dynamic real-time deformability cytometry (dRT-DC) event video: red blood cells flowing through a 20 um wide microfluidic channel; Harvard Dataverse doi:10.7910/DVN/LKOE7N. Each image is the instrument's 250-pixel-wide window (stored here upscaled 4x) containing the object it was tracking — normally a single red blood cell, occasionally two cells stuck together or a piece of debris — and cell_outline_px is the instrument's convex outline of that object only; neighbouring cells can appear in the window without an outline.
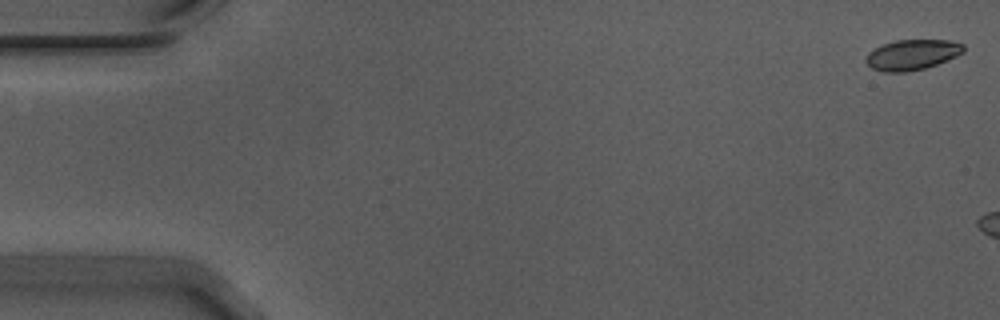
{"species": "Egyptian fruit bat (a non-hibernating species)", "species_latin": "Rousettus aegyptiacus", "temperature_condition": "warm", "stored_images_in_passage": 6, "camera_frame_rate_fps": 3000, "um_per_image_px": 0.085, "animal": {"sex": "male"}, "frame": {"image": 1, "passage_image": 1, "time_ms": 0.0, "image_size_px": [1000, 320], "cell_outline_px": [[964, 52], [956, 56], [936, 64], [924, 68], [904, 72], [884, 72], [872, 68], [864, 60], [868, 52], [884, 44], [896, 40], [948, 40], [964, 44]], "centroid_in_image_um": [77.52, 4.65], "position_along_channel_um": 7.5, "area_um2": 17.11}}